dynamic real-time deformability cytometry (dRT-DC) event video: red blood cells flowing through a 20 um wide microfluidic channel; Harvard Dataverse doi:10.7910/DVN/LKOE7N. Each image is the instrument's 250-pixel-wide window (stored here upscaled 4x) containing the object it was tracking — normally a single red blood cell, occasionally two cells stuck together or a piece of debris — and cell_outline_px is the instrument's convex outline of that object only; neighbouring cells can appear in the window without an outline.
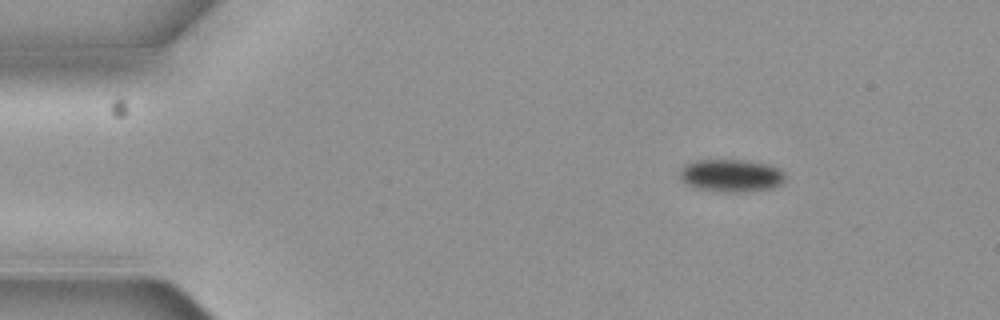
{"species": "common noctule bat (a hibernating species)", "species_latin": "Nyctalus noctula", "temperature_condition": "cold", "stored_images_in_passage": 8, "camera_frame_rate_fps": 3000, "um_per_image_px": 0.085, "animal": {"sex": "female", "body_mass_g": 19.3, "forearm_length_mm": 54.1}, "frame": {"image": 1, "passage_image": 1, "time_ms": 0.0, "image_size_px": [1000, 320], "cell_outline_px": [[784, 180], [780, 184], [772, 188], [748, 192], [720, 192], [696, 188], [680, 180], [680, 168], [684, 164], [692, 160], [748, 160], [768, 164], [780, 168], [784, 172]], "centroid_in_image_um": [62.13, 14.92], "position_along_channel_um": 22.9, "area_um2": 20.4}}
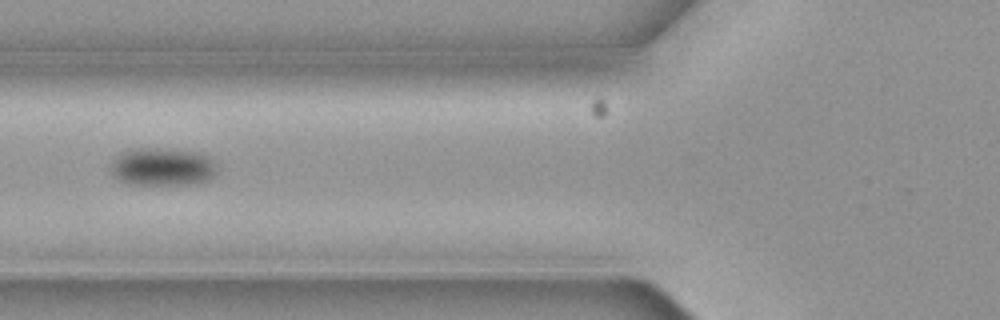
{"frame": {"image": 2, "passage_image": 5, "time_ms": 1.333, "image_size_px": [1000, 320], "cell_outline_px": [[220, 168], [208, 180], [192, 184], [128, 184], [120, 180], [112, 172], [108, 164], [120, 152], [136, 148], [168, 148], [200, 152], [208, 156]], "centroid_in_image_um": [13.81, 14.16], "position_along_channel_um": 112.0, "area_um2": 23.87}}
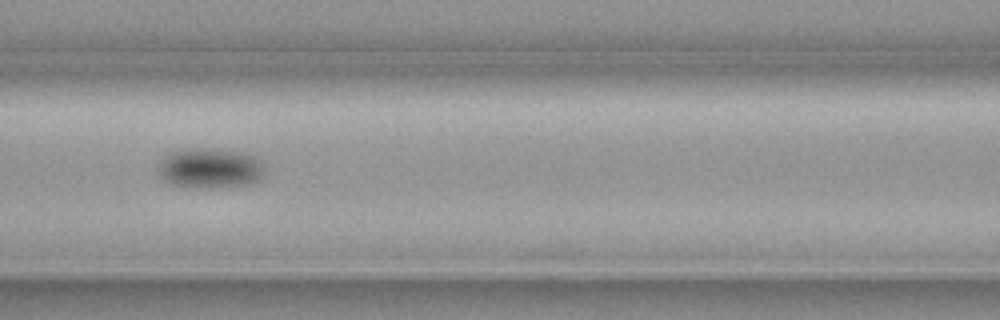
{"frame": {"image": 3, "passage_image": 6, "time_ms": 1.667, "image_size_px": [1000, 320], "cell_outline_px": [[264, 172], [260, 180], [244, 184], [212, 188], [200, 188], [172, 184], [164, 180], [160, 176], [160, 164], [164, 156], [172, 152], [188, 148], [192, 148], [244, 152], [256, 156], [264, 160]], "centroid_in_image_um": [17.91, 14.29], "position_along_channel_um": 148.7, "area_um2": 24.74}}